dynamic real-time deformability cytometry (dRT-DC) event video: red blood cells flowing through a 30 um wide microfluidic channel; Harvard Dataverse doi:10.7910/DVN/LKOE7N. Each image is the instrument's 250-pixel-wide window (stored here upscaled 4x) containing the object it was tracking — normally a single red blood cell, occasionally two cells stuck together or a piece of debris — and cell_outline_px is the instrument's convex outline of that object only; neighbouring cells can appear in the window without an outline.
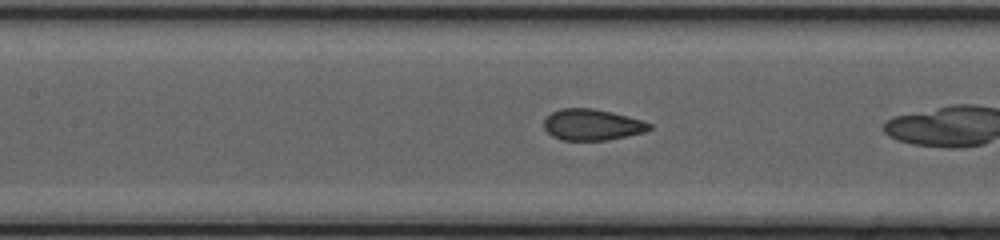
{"species": "common noctule bat (a hibernating species)", "species_latin": "Nyctalus noctula", "temperature_condition": "cold", "stored_images_in_passage": 24, "camera_frame_rate_fps": 3000, "um_per_image_px": 0.085, "animal": {"sex": "female", "body_mass_g": 20.0, "forearm_length_mm": 54.0}, "frame": {"image": 1, "passage_image": 20, "time_ms": 6.333, "image_size_px": [1000, 240], "cell_outline_px": [[652, 128], [644, 132], [628, 136], [608, 140], [560, 140], [552, 136], [544, 128], [544, 120], [552, 112], [560, 108], [592, 108], [612, 112], [628, 116], [652, 124]], "centroid_in_image_um": [50.32, 10.6], "position_along_channel_um": 157.1, "area_um2": 19.19}}
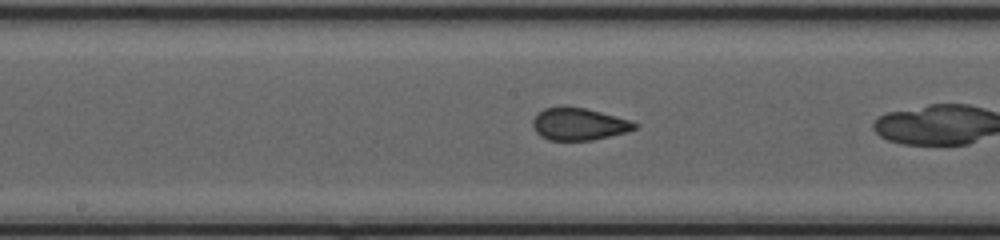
{"frame": {"image": 2, "passage_image": 23, "time_ms": 7.333, "image_size_px": [1000, 240], "cell_outline_px": [[640, 124], [636, 128], [628, 132], [592, 140], [548, 140], [540, 136], [536, 132], [532, 124], [532, 120], [544, 108], [584, 108], [632, 120]], "centroid_in_image_um": [49.25, 10.57], "position_along_channel_um": 199.0, "area_um2": 18.9}}